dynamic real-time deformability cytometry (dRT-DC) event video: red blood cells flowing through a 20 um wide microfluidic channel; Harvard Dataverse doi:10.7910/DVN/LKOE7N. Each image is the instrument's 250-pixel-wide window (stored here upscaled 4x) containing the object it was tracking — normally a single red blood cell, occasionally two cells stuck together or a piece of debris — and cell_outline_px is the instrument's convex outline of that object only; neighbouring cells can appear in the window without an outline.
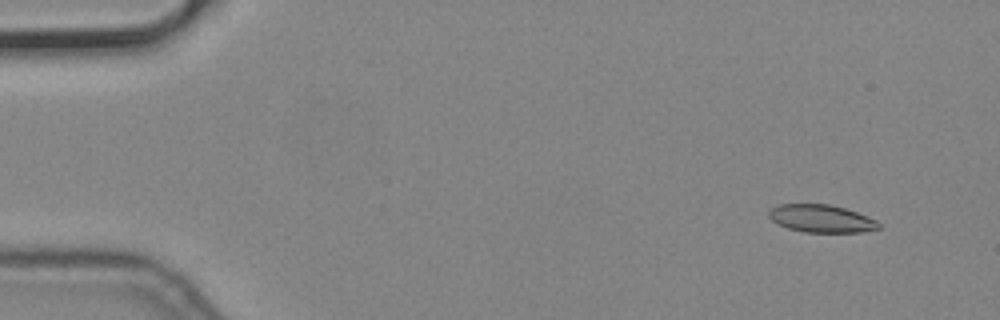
{"species": "common noctule bat (a hibernating species)", "species_latin": "Nyctalus noctula", "temperature_condition": "cold", "stored_images_in_passage": 14, "camera_frame_rate_fps": 3000, "um_per_image_px": 0.085, "animal": {"sex": "male", "body_mass_g": 19.2, "forearm_length_mm": 51.8}, "frame": {"image": 1, "passage_image": 1, "time_ms": 0.0, "image_size_px": [1000, 320], "cell_outline_px": [[880, 228], [864, 232], [804, 232], [788, 228], [772, 220], [768, 216], [768, 212], [772, 208], [780, 204], [828, 204], [844, 208], [856, 212], [876, 220], [880, 224]], "centroid_in_image_um": [69.82, 18.58], "position_along_channel_um": 15.2, "area_um2": 17.57}}
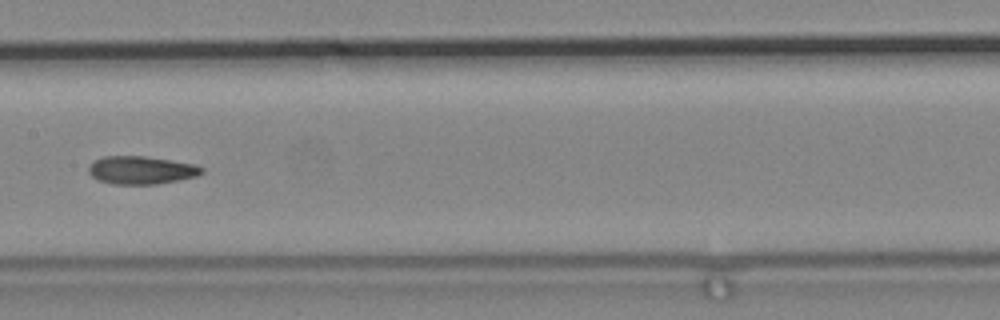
{"frame": {"image": 2, "passage_image": 7, "time_ms": 2.0, "image_size_px": [1000, 320], "cell_outline_px": [[204, 172], [196, 176], [180, 180], [156, 184], [112, 184], [96, 180], [88, 172], [88, 164], [104, 156], [144, 156], [192, 164], [204, 168]], "centroid_in_image_um": [11.96, 14.47], "position_along_channel_um": 195.4, "area_um2": 18.44}}
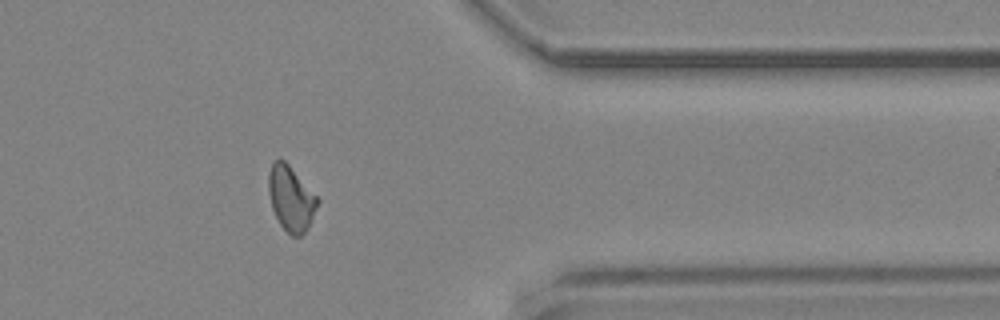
{"frame": {"image": 3, "passage_image": 12, "time_ms": 3.667, "image_size_px": [1000, 320], "cell_outline_px": [[320, 200], [304, 232], [300, 236], [292, 236], [280, 224], [272, 208], [268, 192], [268, 176], [272, 160], [280, 156], [288, 164]], "centroid_in_image_um": [24.69, 16.81], "position_along_channel_um": 386.7, "area_um2": 18.26}}